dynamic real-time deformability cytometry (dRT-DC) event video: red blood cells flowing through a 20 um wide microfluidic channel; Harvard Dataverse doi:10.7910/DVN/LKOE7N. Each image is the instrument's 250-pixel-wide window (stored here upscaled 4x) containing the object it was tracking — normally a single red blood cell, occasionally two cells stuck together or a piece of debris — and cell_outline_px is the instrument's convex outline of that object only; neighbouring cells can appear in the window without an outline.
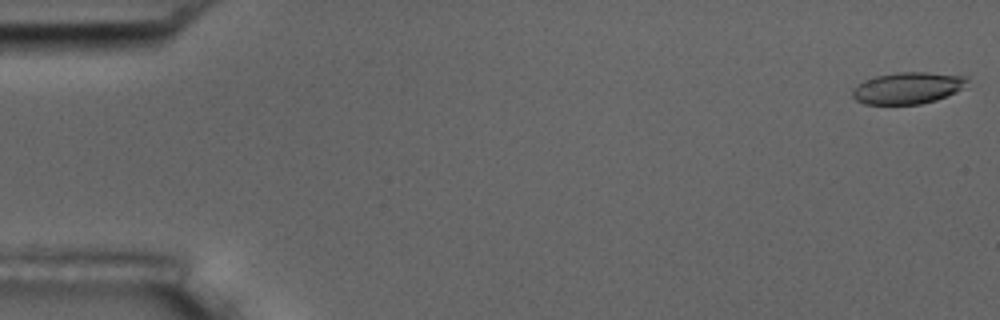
{"species": "common noctule bat (a hibernating species)", "species_latin": "Nyctalus noctula", "temperature_condition": "room temperature", "stored_images_in_passage": 6, "camera_frame_rate_fps": 3000, "um_per_image_px": 0.085, "animal": {"sex": "male", "body_mass_g": 17.5, "forearm_length_mm": 52.3}, "frame": {"image": 1, "passage_image": 1, "time_ms": 0.0, "image_size_px": [1000, 320], "cell_outline_px": [[968, 80], [956, 92], [936, 100], [920, 104], [864, 104], [856, 100], [852, 96], [852, 88], [864, 80], [876, 76], [896, 72], [928, 72], [968, 76]], "centroid_in_image_um": [77.12, 7.47], "position_along_channel_um": 7.9, "area_um2": 21.15}}
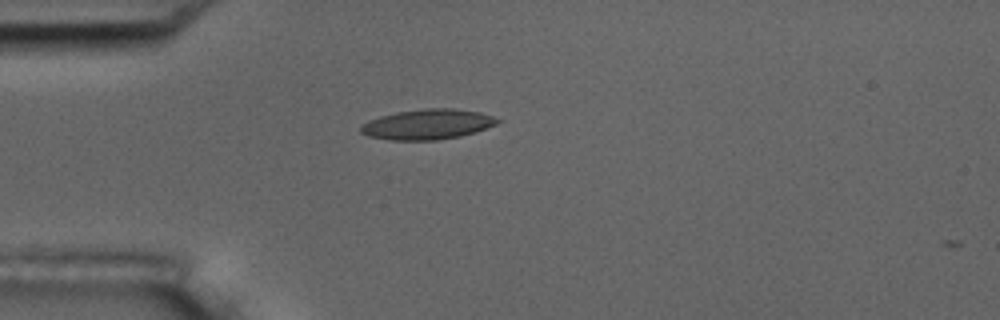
{"frame": {"image": 2, "passage_image": 5, "time_ms": 4.667, "image_size_px": [1000, 320], "cell_outline_px": [[500, 120], [496, 124], [476, 132], [460, 136], [436, 140], [388, 140], [368, 136], [360, 132], [360, 124], [368, 120], [380, 116], [396, 112], [424, 108], [452, 108], [480, 112], [492, 116]], "centroid_in_image_um": [36.3, 10.57], "position_along_channel_um": 48.7, "area_um2": 24.16}}